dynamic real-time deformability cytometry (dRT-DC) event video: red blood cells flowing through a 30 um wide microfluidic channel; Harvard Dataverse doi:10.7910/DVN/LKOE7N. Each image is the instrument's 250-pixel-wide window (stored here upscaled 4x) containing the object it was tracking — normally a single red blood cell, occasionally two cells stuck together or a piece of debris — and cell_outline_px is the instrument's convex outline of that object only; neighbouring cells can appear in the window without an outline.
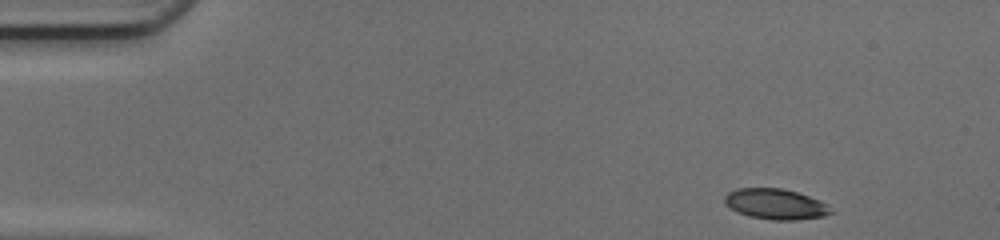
{"species": "common noctule bat (a hibernating species)", "species_latin": "Nyctalus noctula", "temperature_condition": "cold", "stored_images_in_passage": 39, "camera_frame_rate_fps": 3000, "um_per_image_px": 0.085, "animal": {"sex": "female", "body_mass_g": 17.0, "forearm_length_mm": 48.0}, "frame": {"image": 1, "passage_image": 1, "time_ms": 0.0, "image_size_px": [1000, 240], "cell_outline_px": [[836, 212], [824, 216], [796, 220], [772, 220], [748, 216], [736, 212], [724, 204], [724, 196], [728, 192], [736, 188], [780, 188], [796, 192], [808, 196], [828, 204]], "centroid_in_image_um": [65.92, 17.35], "position_along_channel_um": 19.1, "area_um2": 19.13}}
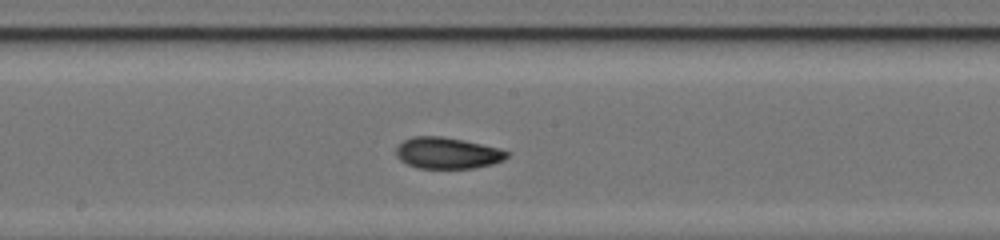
{"frame": {"image": 2, "passage_image": 22, "time_ms": 7.0, "image_size_px": [1000, 240], "cell_outline_px": [[508, 156], [504, 160], [492, 164], [472, 168], [416, 168], [400, 160], [396, 156], [396, 148], [404, 140], [412, 136], [440, 136], [464, 140], [500, 148], [508, 152]], "centroid_in_image_um": [38.02, 13.01], "position_along_channel_um": 210.2, "area_um2": 20.23}}
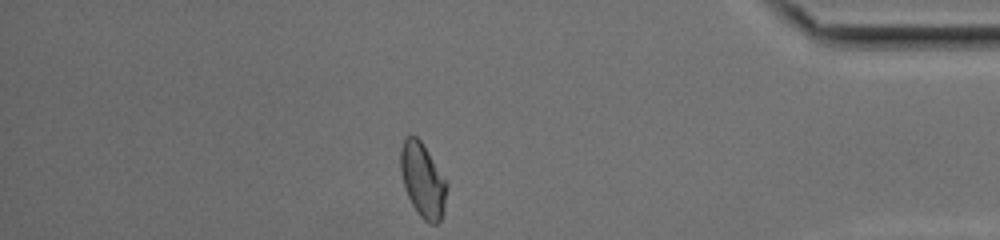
{"frame": {"image": 3, "passage_image": 38, "time_ms": 12.333, "image_size_px": [1000, 240], "cell_outline_px": [[448, 188], [444, 208], [440, 220], [436, 224], [428, 224], [416, 212], [408, 196], [404, 184], [400, 168], [400, 148], [404, 140], [408, 136], [416, 136], [420, 140], [448, 180]], "centroid_in_image_um": [35.96, 15.33], "position_along_channel_um": 399.2, "area_um2": 20.17}, "authors_computed_cell_mechanics": {"area_um2": 19.9988, "velocity_mm_per_s": 4.2263, "shape_relaxation_time_tau1_ms": 5.5869, "shape_relaxation_time_tau2_ms": 2.3424, "deformation_change_tau1": 0.1788, "deformation_change_tau2": 0.0665}}